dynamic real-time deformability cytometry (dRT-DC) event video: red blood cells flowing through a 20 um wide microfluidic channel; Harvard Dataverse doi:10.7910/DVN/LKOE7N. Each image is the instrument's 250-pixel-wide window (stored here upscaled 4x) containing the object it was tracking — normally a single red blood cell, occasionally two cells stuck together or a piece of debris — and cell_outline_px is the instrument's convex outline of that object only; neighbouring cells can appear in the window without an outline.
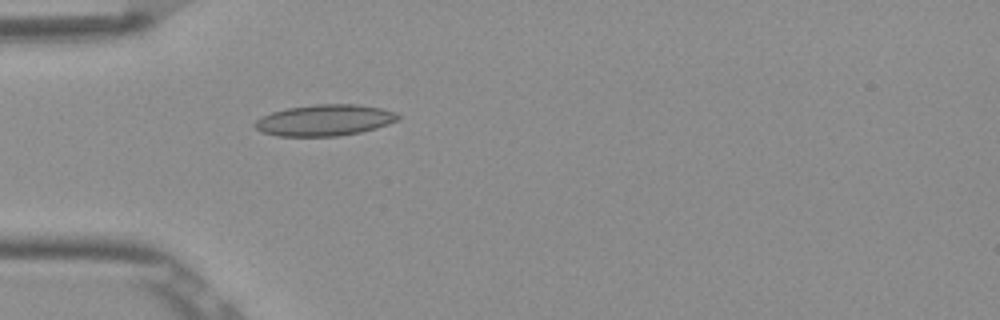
{"species": "Egyptian fruit bat (a non-hibernating species)", "species_latin": "Rousettus aegyptiacus", "temperature_condition": "room temperature", "stored_images_in_passage": 1, "camera_frame_rate_fps": 3000, "um_per_image_px": 0.085, "frame": {"image": 1, "passage_image": 1, "time_ms": 0.0, "image_size_px": [1000, 320], "cell_outline_px": [[400, 120], [376, 128], [360, 132], [340, 136], [276, 136], [260, 132], [252, 124], [260, 116], [272, 112], [288, 108], [316, 104], [356, 104], [380, 108], [396, 112], [400, 116]], "centroid_in_image_um": [27.58, 10.22], "position_along_channel_um": 57.4, "area_um2": 26.24}}